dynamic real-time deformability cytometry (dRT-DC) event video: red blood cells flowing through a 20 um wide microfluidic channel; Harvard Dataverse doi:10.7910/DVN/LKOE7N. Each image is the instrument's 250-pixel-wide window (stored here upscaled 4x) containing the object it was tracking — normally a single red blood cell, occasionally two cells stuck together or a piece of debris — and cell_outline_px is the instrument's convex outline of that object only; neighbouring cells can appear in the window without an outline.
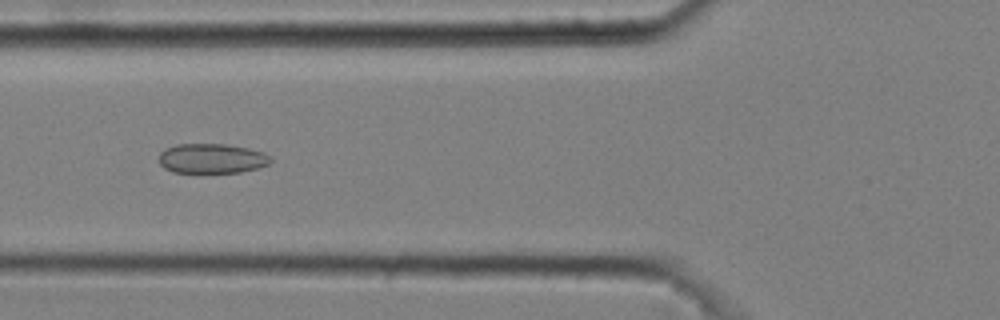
{"species": "common noctule bat (a hibernating species)", "species_latin": "Nyctalus noctula", "temperature_condition": "cold", "stored_images_in_passage": 7, "camera_frame_rate_fps": 3000, "um_per_image_px": 0.085, "animal": {"sex": "male", "body_mass_g": 20.4}, "frame": {"image": 1, "passage_image": 6, "time_ms": 1.667, "image_size_px": [1000, 320], "cell_outline_px": [[272, 160], [268, 164], [256, 168], [240, 172], [200, 176], [172, 172], [164, 168], [160, 164], [160, 152], [176, 144], [228, 144], [248, 148], [264, 152], [272, 156]], "centroid_in_image_um": [18.0, 13.52], "position_along_channel_um": 107.8, "area_um2": 20.29}}
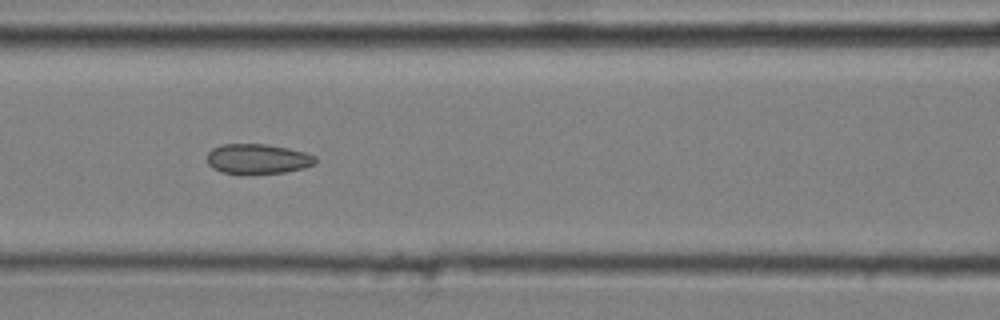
{"frame": {"image": 2, "passage_image": 7, "time_ms": 2.0, "image_size_px": [1000, 320], "cell_outline_px": [[316, 164], [304, 168], [284, 172], [240, 176], [220, 172], [212, 168], [208, 164], [208, 152], [212, 148], [220, 144], [268, 144], [288, 148], [304, 152], [316, 156]], "centroid_in_image_um": [21.87, 13.53], "position_along_channel_um": 144.7, "area_um2": 19.54}}